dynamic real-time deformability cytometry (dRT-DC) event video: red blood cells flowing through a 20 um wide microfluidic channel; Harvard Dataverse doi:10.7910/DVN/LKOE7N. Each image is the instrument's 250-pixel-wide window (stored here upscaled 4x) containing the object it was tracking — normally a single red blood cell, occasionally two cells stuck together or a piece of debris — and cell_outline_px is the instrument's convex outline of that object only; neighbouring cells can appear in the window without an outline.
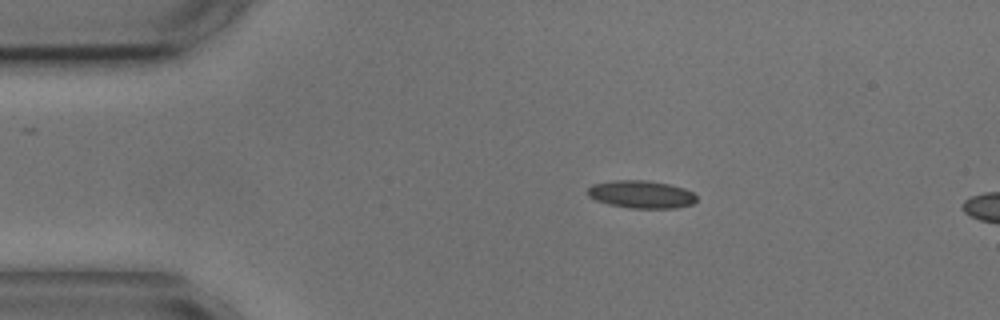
{"species": "common noctule bat (a hibernating species)", "species_latin": "Nyctalus noctula", "temperature_condition": "cold", "stored_images_in_passage": 3, "camera_frame_rate_fps": 3000, "um_per_image_px": 0.085, "animal": {"sex": "male", "body_mass_g": 17.9, "forearm_length_mm": 54.2}, "frame": {"image": 1, "passage_image": 1, "time_ms": 0.0, "image_size_px": [1000, 320], "cell_outline_px": [[696, 200], [692, 204], [676, 208], [632, 208], [608, 204], [596, 200], [588, 196], [588, 188], [592, 184], [616, 180], [648, 180], [668, 184], [684, 188], [692, 192], [696, 196]], "centroid_in_image_um": [54.5, 16.52], "position_along_channel_um": 30.5, "area_um2": 17.51}}